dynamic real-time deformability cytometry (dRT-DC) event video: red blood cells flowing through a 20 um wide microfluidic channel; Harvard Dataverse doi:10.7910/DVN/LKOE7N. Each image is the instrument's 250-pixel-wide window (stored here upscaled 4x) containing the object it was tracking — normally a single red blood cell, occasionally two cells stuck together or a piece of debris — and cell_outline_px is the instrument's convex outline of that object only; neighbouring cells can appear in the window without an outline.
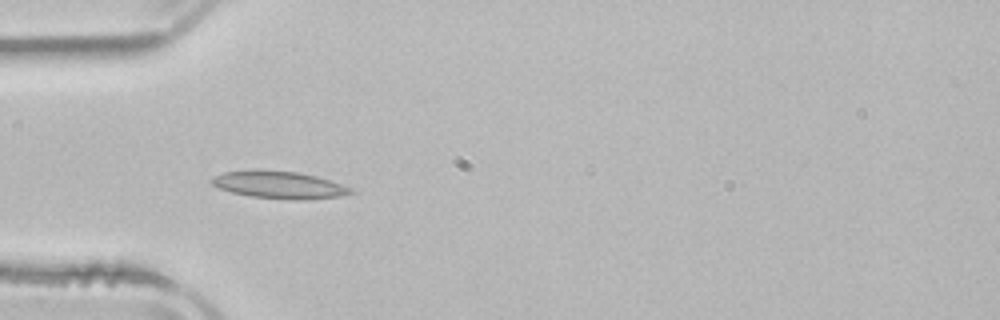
{"species": "common noctule bat (a hibernating species)", "species_latin": "Nyctalus noctula", "temperature_condition": "room temperature", "stored_images_in_passage": 5, "camera_frame_rate_fps": 3000, "um_per_image_px": 0.085, "animal": {"sex": "male", "body_mass_g": 21.5, "forearm_length_mm": 52.0}, "frame": {"image": 1, "passage_image": 4, "time_ms": 4.0, "image_size_px": [1000, 320], "cell_outline_px": [[356, 192], [336, 196], [304, 200], [288, 200], [252, 196], [232, 192], [220, 188], [212, 184], [208, 180], [212, 176], [224, 172], [252, 168], [256, 168], [296, 172], [316, 176], [352, 188]], "centroid_in_image_um": [23.65, 15.69], "position_along_channel_um": 61.3, "area_um2": 22.37}}
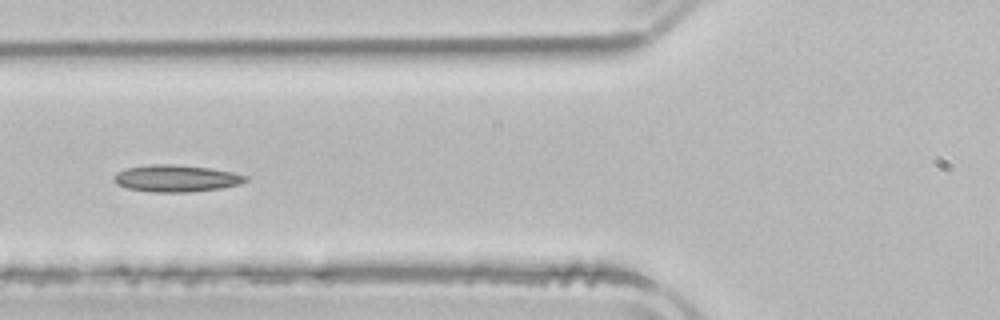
{"frame": {"image": 2, "passage_image": 5, "time_ms": 5.333, "image_size_px": [1000, 320], "cell_outline_px": [[248, 180], [240, 184], [220, 188], [188, 192], [152, 192], [128, 188], [116, 184], [112, 180], [112, 176], [116, 172], [128, 168], [152, 164], [172, 164], [208, 168], [232, 172], [248, 176]], "centroid_in_image_um": [14.94, 15.16], "position_along_channel_um": 110.9, "area_um2": 20.58}}